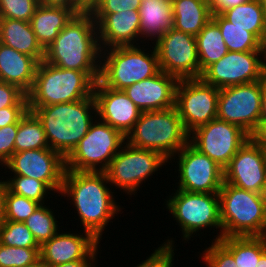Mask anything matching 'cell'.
Instances as JSON below:
<instances>
[{"label": "cell", "mask_w": 266, "mask_h": 267, "mask_svg": "<svg viewBox=\"0 0 266 267\" xmlns=\"http://www.w3.org/2000/svg\"><path fill=\"white\" fill-rule=\"evenodd\" d=\"M110 185L105 172L65 170L63 176L60 197L71 200L81 229L91 233L99 242L109 222L113 223L111 220L123 210Z\"/></svg>", "instance_id": "6da1fadb"}, {"label": "cell", "mask_w": 266, "mask_h": 267, "mask_svg": "<svg viewBox=\"0 0 266 267\" xmlns=\"http://www.w3.org/2000/svg\"><path fill=\"white\" fill-rule=\"evenodd\" d=\"M101 49L90 12L76 14L45 50L44 61L78 71H100Z\"/></svg>", "instance_id": "7a4b0ae2"}, {"label": "cell", "mask_w": 266, "mask_h": 267, "mask_svg": "<svg viewBox=\"0 0 266 267\" xmlns=\"http://www.w3.org/2000/svg\"><path fill=\"white\" fill-rule=\"evenodd\" d=\"M32 112L43 125L49 148L64 158L78 145L97 118L93 95L78 101L40 106Z\"/></svg>", "instance_id": "3957f363"}, {"label": "cell", "mask_w": 266, "mask_h": 267, "mask_svg": "<svg viewBox=\"0 0 266 267\" xmlns=\"http://www.w3.org/2000/svg\"><path fill=\"white\" fill-rule=\"evenodd\" d=\"M100 71H78L38 63L34 84L27 94L28 110L82 100L93 95Z\"/></svg>", "instance_id": "277c9868"}, {"label": "cell", "mask_w": 266, "mask_h": 267, "mask_svg": "<svg viewBox=\"0 0 266 267\" xmlns=\"http://www.w3.org/2000/svg\"><path fill=\"white\" fill-rule=\"evenodd\" d=\"M176 107L144 111L126 136L131 146L159 152L168 161L189 143Z\"/></svg>", "instance_id": "5b68a950"}, {"label": "cell", "mask_w": 266, "mask_h": 267, "mask_svg": "<svg viewBox=\"0 0 266 267\" xmlns=\"http://www.w3.org/2000/svg\"><path fill=\"white\" fill-rule=\"evenodd\" d=\"M119 46L101 50L99 81L108 88L124 90L153 77L161 70L154 45ZM148 51V52H146Z\"/></svg>", "instance_id": "8992f818"}, {"label": "cell", "mask_w": 266, "mask_h": 267, "mask_svg": "<svg viewBox=\"0 0 266 267\" xmlns=\"http://www.w3.org/2000/svg\"><path fill=\"white\" fill-rule=\"evenodd\" d=\"M218 194L223 237L266 236V211L260 193L224 182Z\"/></svg>", "instance_id": "52a82bcc"}, {"label": "cell", "mask_w": 266, "mask_h": 267, "mask_svg": "<svg viewBox=\"0 0 266 267\" xmlns=\"http://www.w3.org/2000/svg\"><path fill=\"white\" fill-rule=\"evenodd\" d=\"M164 199L165 209L175 218L179 229L182 232V240L188 242L191 238L197 237L208 228L218 229L219 234L211 241H219L223 237V229L220 220V198L218 193L188 192L180 189ZM200 232V233H198Z\"/></svg>", "instance_id": "ba28073f"}, {"label": "cell", "mask_w": 266, "mask_h": 267, "mask_svg": "<svg viewBox=\"0 0 266 267\" xmlns=\"http://www.w3.org/2000/svg\"><path fill=\"white\" fill-rule=\"evenodd\" d=\"M125 142L126 137L120 131L96 118L87 134L65 158V169L105 172Z\"/></svg>", "instance_id": "9c48e42d"}, {"label": "cell", "mask_w": 266, "mask_h": 267, "mask_svg": "<svg viewBox=\"0 0 266 267\" xmlns=\"http://www.w3.org/2000/svg\"><path fill=\"white\" fill-rule=\"evenodd\" d=\"M168 162L159 152L137 148L125 142L105 173L112 188H120L119 191L132 197L140 190L143 182L145 184Z\"/></svg>", "instance_id": "30bf717a"}, {"label": "cell", "mask_w": 266, "mask_h": 267, "mask_svg": "<svg viewBox=\"0 0 266 267\" xmlns=\"http://www.w3.org/2000/svg\"><path fill=\"white\" fill-rule=\"evenodd\" d=\"M169 161H171L168 162L169 165L177 162L178 170L174 169L176 174L178 172L176 178L178 182L175 184L177 189L198 193H219L224 183V169L190 142Z\"/></svg>", "instance_id": "8fae6325"}, {"label": "cell", "mask_w": 266, "mask_h": 267, "mask_svg": "<svg viewBox=\"0 0 266 267\" xmlns=\"http://www.w3.org/2000/svg\"><path fill=\"white\" fill-rule=\"evenodd\" d=\"M219 91L201 78L180 79L176 87L175 107L186 131L217 118Z\"/></svg>", "instance_id": "7c38bea8"}, {"label": "cell", "mask_w": 266, "mask_h": 267, "mask_svg": "<svg viewBox=\"0 0 266 267\" xmlns=\"http://www.w3.org/2000/svg\"><path fill=\"white\" fill-rule=\"evenodd\" d=\"M263 80L220 89L217 118L241 127L250 134L261 118Z\"/></svg>", "instance_id": "4fadbf2b"}, {"label": "cell", "mask_w": 266, "mask_h": 267, "mask_svg": "<svg viewBox=\"0 0 266 267\" xmlns=\"http://www.w3.org/2000/svg\"><path fill=\"white\" fill-rule=\"evenodd\" d=\"M266 77L263 51H228L201 74V79L218 89L248 84Z\"/></svg>", "instance_id": "5bb4252c"}, {"label": "cell", "mask_w": 266, "mask_h": 267, "mask_svg": "<svg viewBox=\"0 0 266 267\" xmlns=\"http://www.w3.org/2000/svg\"><path fill=\"white\" fill-rule=\"evenodd\" d=\"M248 139L249 134L241 127L218 118L189 135V142L223 169Z\"/></svg>", "instance_id": "9a60e30c"}, {"label": "cell", "mask_w": 266, "mask_h": 267, "mask_svg": "<svg viewBox=\"0 0 266 267\" xmlns=\"http://www.w3.org/2000/svg\"><path fill=\"white\" fill-rule=\"evenodd\" d=\"M1 169L6 170L5 175L10 172L44 182L58 197L66 170L65 158L50 148L14 152Z\"/></svg>", "instance_id": "2e32d148"}, {"label": "cell", "mask_w": 266, "mask_h": 267, "mask_svg": "<svg viewBox=\"0 0 266 267\" xmlns=\"http://www.w3.org/2000/svg\"><path fill=\"white\" fill-rule=\"evenodd\" d=\"M160 70L180 79L199 78V59L194 35L171 29L155 43Z\"/></svg>", "instance_id": "e0dca14e"}, {"label": "cell", "mask_w": 266, "mask_h": 267, "mask_svg": "<svg viewBox=\"0 0 266 267\" xmlns=\"http://www.w3.org/2000/svg\"><path fill=\"white\" fill-rule=\"evenodd\" d=\"M72 232L60 229L40 246V257L51 267L77 260H98L100 242L87 231Z\"/></svg>", "instance_id": "ac0fdd59"}, {"label": "cell", "mask_w": 266, "mask_h": 267, "mask_svg": "<svg viewBox=\"0 0 266 267\" xmlns=\"http://www.w3.org/2000/svg\"><path fill=\"white\" fill-rule=\"evenodd\" d=\"M265 179L266 153L248 139L224 169V182L260 193Z\"/></svg>", "instance_id": "d6986e66"}, {"label": "cell", "mask_w": 266, "mask_h": 267, "mask_svg": "<svg viewBox=\"0 0 266 267\" xmlns=\"http://www.w3.org/2000/svg\"><path fill=\"white\" fill-rule=\"evenodd\" d=\"M93 96L96 103L97 118L117 129L126 137L142 111L123 90L105 87L99 80L95 83Z\"/></svg>", "instance_id": "ffe728a7"}, {"label": "cell", "mask_w": 266, "mask_h": 267, "mask_svg": "<svg viewBox=\"0 0 266 267\" xmlns=\"http://www.w3.org/2000/svg\"><path fill=\"white\" fill-rule=\"evenodd\" d=\"M96 22L100 49L140 45L138 10L113 14H92Z\"/></svg>", "instance_id": "44dd1931"}, {"label": "cell", "mask_w": 266, "mask_h": 267, "mask_svg": "<svg viewBox=\"0 0 266 267\" xmlns=\"http://www.w3.org/2000/svg\"><path fill=\"white\" fill-rule=\"evenodd\" d=\"M178 81L177 77L160 71L123 91L142 112L163 110L175 106Z\"/></svg>", "instance_id": "7402d4cb"}, {"label": "cell", "mask_w": 266, "mask_h": 267, "mask_svg": "<svg viewBox=\"0 0 266 267\" xmlns=\"http://www.w3.org/2000/svg\"><path fill=\"white\" fill-rule=\"evenodd\" d=\"M38 61L0 43V81L17 86L26 95L31 91Z\"/></svg>", "instance_id": "603a6c76"}, {"label": "cell", "mask_w": 266, "mask_h": 267, "mask_svg": "<svg viewBox=\"0 0 266 267\" xmlns=\"http://www.w3.org/2000/svg\"><path fill=\"white\" fill-rule=\"evenodd\" d=\"M138 12L141 19L140 45L144 43L147 47L149 43L154 45L163 34L173 29L174 19L171 0H142Z\"/></svg>", "instance_id": "cb8c5ba5"}, {"label": "cell", "mask_w": 266, "mask_h": 267, "mask_svg": "<svg viewBox=\"0 0 266 267\" xmlns=\"http://www.w3.org/2000/svg\"><path fill=\"white\" fill-rule=\"evenodd\" d=\"M76 14L78 13L74 9L38 5L30 23L37 41L44 50Z\"/></svg>", "instance_id": "d4e9b609"}, {"label": "cell", "mask_w": 266, "mask_h": 267, "mask_svg": "<svg viewBox=\"0 0 266 267\" xmlns=\"http://www.w3.org/2000/svg\"><path fill=\"white\" fill-rule=\"evenodd\" d=\"M0 42L38 62L44 60L45 50L37 41L30 22L0 18Z\"/></svg>", "instance_id": "484cf974"}, {"label": "cell", "mask_w": 266, "mask_h": 267, "mask_svg": "<svg viewBox=\"0 0 266 267\" xmlns=\"http://www.w3.org/2000/svg\"><path fill=\"white\" fill-rule=\"evenodd\" d=\"M173 28L197 36L211 20L208 0H173Z\"/></svg>", "instance_id": "4316f807"}, {"label": "cell", "mask_w": 266, "mask_h": 267, "mask_svg": "<svg viewBox=\"0 0 266 267\" xmlns=\"http://www.w3.org/2000/svg\"><path fill=\"white\" fill-rule=\"evenodd\" d=\"M221 15L233 26L252 33L263 44L266 37V15L259 0H248Z\"/></svg>", "instance_id": "83f0119b"}, {"label": "cell", "mask_w": 266, "mask_h": 267, "mask_svg": "<svg viewBox=\"0 0 266 267\" xmlns=\"http://www.w3.org/2000/svg\"><path fill=\"white\" fill-rule=\"evenodd\" d=\"M199 59V78L212 63L228 53L227 46L218 25L211 19L195 36Z\"/></svg>", "instance_id": "f1b7e54d"}, {"label": "cell", "mask_w": 266, "mask_h": 267, "mask_svg": "<svg viewBox=\"0 0 266 267\" xmlns=\"http://www.w3.org/2000/svg\"><path fill=\"white\" fill-rule=\"evenodd\" d=\"M218 242L234 257L237 267H257L266 252V236L222 237Z\"/></svg>", "instance_id": "f546056e"}, {"label": "cell", "mask_w": 266, "mask_h": 267, "mask_svg": "<svg viewBox=\"0 0 266 267\" xmlns=\"http://www.w3.org/2000/svg\"><path fill=\"white\" fill-rule=\"evenodd\" d=\"M14 145L15 152L49 148L43 125L33 112L28 110L19 120Z\"/></svg>", "instance_id": "4dcf8cb0"}, {"label": "cell", "mask_w": 266, "mask_h": 267, "mask_svg": "<svg viewBox=\"0 0 266 267\" xmlns=\"http://www.w3.org/2000/svg\"><path fill=\"white\" fill-rule=\"evenodd\" d=\"M219 27L228 51H263L262 43L250 32L233 26L221 14L211 18Z\"/></svg>", "instance_id": "1f68e13d"}, {"label": "cell", "mask_w": 266, "mask_h": 267, "mask_svg": "<svg viewBox=\"0 0 266 267\" xmlns=\"http://www.w3.org/2000/svg\"><path fill=\"white\" fill-rule=\"evenodd\" d=\"M46 206L40 205L34 213H32L24 223L33 234L37 243L41 246L44 242L50 240L63 227L58 223L54 210Z\"/></svg>", "instance_id": "d6a6232c"}, {"label": "cell", "mask_w": 266, "mask_h": 267, "mask_svg": "<svg viewBox=\"0 0 266 267\" xmlns=\"http://www.w3.org/2000/svg\"><path fill=\"white\" fill-rule=\"evenodd\" d=\"M10 177V178H9ZM8 178V179H7ZM6 188L19 196L26 197L30 200L42 204H50L45 201L47 198H53L54 195L52 190L44 183L34 178L25 177L22 175H12L6 177L4 180ZM48 195L50 197H48Z\"/></svg>", "instance_id": "836d02e7"}, {"label": "cell", "mask_w": 266, "mask_h": 267, "mask_svg": "<svg viewBox=\"0 0 266 267\" xmlns=\"http://www.w3.org/2000/svg\"><path fill=\"white\" fill-rule=\"evenodd\" d=\"M0 243L7 246L40 248L24 222L4 220L0 224Z\"/></svg>", "instance_id": "e575fe53"}, {"label": "cell", "mask_w": 266, "mask_h": 267, "mask_svg": "<svg viewBox=\"0 0 266 267\" xmlns=\"http://www.w3.org/2000/svg\"><path fill=\"white\" fill-rule=\"evenodd\" d=\"M41 204L5 190L4 220L24 222Z\"/></svg>", "instance_id": "d590c367"}, {"label": "cell", "mask_w": 266, "mask_h": 267, "mask_svg": "<svg viewBox=\"0 0 266 267\" xmlns=\"http://www.w3.org/2000/svg\"><path fill=\"white\" fill-rule=\"evenodd\" d=\"M40 258V248L7 246L0 243V267H25Z\"/></svg>", "instance_id": "8d00e7d4"}, {"label": "cell", "mask_w": 266, "mask_h": 267, "mask_svg": "<svg viewBox=\"0 0 266 267\" xmlns=\"http://www.w3.org/2000/svg\"><path fill=\"white\" fill-rule=\"evenodd\" d=\"M40 0H0V18L30 22Z\"/></svg>", "instance_id": "74e56055"}, {"label": "cell", "mask_w": 266, "mask_h": 267, "mask_svg": "<svg viewBox=\"0 0 266 267\" xmlns=\"http://www.w3.org/2000/svg\"><path fill=\"white\" fill-rule=\"evenodd\" d=\"M164 243L155 248L153 253L146 257L141 263L134 267H173L174 266V251L176 250L174 238L167 237Z\"/></svg>", "instance_id": "f35d334b"}, {"label": "cell", "mask_w": 266, "mask_h": 267, "mask_svg": "<svg viewBox=\"0 0 266 267\" xmlns=\"http://www.w3.org/2000/svg\"><path fill=\"white\" fill-rule=\"evenodd\" d=\"M210 243L199 253L206 267H237L234 257L218 241Z\"/></svg>", "instance_id": "ab89813d"}, {"label": "cell", "mask_w": 266, "mask_h": 267, "mask_svg": "<svg viewBox=\"0 0 266 267\" xmlns=\"http://www.w3.org/2000/svg\"><path fill=\"white\" fill-rule=\"evenodd\" d=\"M142 0H98L91 14H113L138 10Z\"/></svg>", "instance_id": "60d3db41"}, {"label": "cell", "mask_w": 266, "mask_h": 267, "mask_svg": "<svg viewBox=\"0 0 266 267\" xmlns=\"http://www.w3.org/2000/svg\"><path fill=\"white\" fill-rule=\"evenodd\" d=\"M9 106H28V97L17 86L0 81V109Z\"/></svg>", "instance_id": "b9f144b4"}, {"label": "cell", "mask_w": 266, "mask_h": 267, "mask_svg": "<svg viewBox=\"0 0 266 267\" xmlns=\"http://www.w3.org/2000/svg\"><path fill=\"white\" fill-rule=\"evenodd\" d=\"M18 124H10L0 128V167H2L15 152V138Z\"/></svg>", "instance_id": "7bdbcfd3"}, {"label": "cell", "mask_w": 266, "mask_h": 267, "mask_svg": "<svg viewBox=\"0 0 266 267\" xmlns=\"http://www.w3.org/2000/svg\"><path fill=\"white\" fill-rule=\"evenodd\" d=\"M27 111L28 106H9L0 109V128L10 124H18Z\"/></svg>", "instance_id": "ee69618b"}, {"label": "cell", "mask_w": 266, "mask_h": 267, "mask_svg": "<svg viewBox=\"0 0 266 267\" xmlns=\"http://www.w3.org/2000/svg\"><path fill=\"white\" fill-rule=\"evenodd\" d=\"M248 0H208L212 15L222 14L223 12L236 7Z\"/></svg>", "instance_id": "f6af8a7d"}, {"label": "cell", "mask_w": 266, "mask_h": 267, "mask_svg": "<svg viewBox=\"0 0 266 267\" xmlns=\"http://www.w3.org/2000/svg\"><path fill=\"white\" fill-rule=\"evenodd\" d=\"M249 139L264 153H266V122H258Z\"/></svg>", "instance_id": "bcb514c9"}, {"label": "cell", "mask_w": 266, "mask_h": 267, "mask_svg": "<svg viewBox=\"0 0 266 267\" xmlns=\"http://www.w3.org/2000/svg\"><path fill=\"white\" fill-rule=\"evenodd\" d=\"M40 4L45 6L74 9L77 13H82V11L73 3L72 0H40Z\"/></svg>", "instance_id": "7dc6e473"}, {"label": "cell", "mask_w": 266, "mask_h": 267, "mask_svg": "<svg viewBox=\"0 0 266 267\" xmlns=\"http://www.w3.org/2000/svg\"><path fill=\"white\" fill-rule=\"evenodd\" d=\"M98 260H77L56 265L54 267H98Z\"/></svg>", "instance_id": "c3c4849f"}, {"label": "cell", "mask_w": 266, "mask_h": 267, "mask_svg": "<svg viewBox=\"0 0 266 267\" xmlns=\"http://www.w3.org/2000/svg\"><path fill=\"white\" fill-rule=\"evenodd\" d=\"M0 180V224L4 221V215H5V190L6 185L4 182L5 177H1Z\"/></svg>", "instance_id": "681fc988"}, {"label": "cell", "mask_w": 266, "mask_h": 267, "mask_svg": "<svg viewBox=\"0 0 266 267\" xmlns=\"http://www.w3.org/2000/svg\"><path fill=\"white\" fill-rule=\"evenodd\" d=\"M72 1L82 12H90L96 6L98 0H72Z\"/></svg>", "instance_id": "f907efd6"}, {"label": "cell", "mask_w": 266, "mask_h": 267, "mask_svg": "<svg viewBox=\"0 0 266 267\" xmlns=\"http://www.w3.org/2000/svg\"><path fill=\"white\" fill-rule=\"evenodd\" d=\"M259 122H266V82L264 83L262 103H261V118Z\"/></svg>", "instance_id": "816d5d0a"}, {"label": "cell", "mask_w": 266, "mask_h": 267, "mask_svg": "<svg viewBox=\"0 0 266 267\" xmlns=\"http://www.w3.org/2000/svg\"><path fill=\"white\" fill-rule=\"evenodd\" d=\"M25 267H51L47 264L41 257L37 259L34 263H31Z\"/></svg>", "instance_id": "f5cc1de1"}, {"label": "cell", "mask_w": 266, "mask_h": 267, "mask_svg": "<svg viewBox=\"0 0 266 267\" xmlns=\"http://www.w3.org/2000/svg\"><path fill=\"white\" fill-rule=\"evenodd\" d=\"M260 197H261V200L264 204V208L266 211V179H265V182L263 183L262 189L260 191Z\"/></svg>", "instance_id": "db71d44e"}, {"label": "cell", "mask_w": 266, "mask_h": 267, "mask_svg": "<svg viewBox=\"0 0 266 267\" xmlns=\"http://www.w3.org/2000/svg\"><path fill=\"white\" fill-rule=\"evenodd\" d=\"M257 267H266V252L260 257Z\"/></svg>", "instance_id": "11a10c76"}, {"label": "cell", "mask_w": 266, "mask_h": 267, "mask_svg": "<svg viewBox=\"0 0 266 267\" xmlns=\"http://www.w3.org/2000/svg\"><path fill=\"white\" fill-rule=\"evenodd\" d=\"M262 47H263L264 67L266 69V37L262 44Z\"/></svg>", "instance_id": "9f6ffc18"}, {"label": "cell", "mask_w": 266, "mask_h": 267, "mask_svg": "<svg viewBox=\"0 0 266 267\" xmlns=\"http://www.w3.org/2000/svg\"><path fill=\"white\" fill-rule=\"evenodd\" d=\"M259 3L264 11V14L266 15V0H259Z\"/></svg>", "instance_id": "6f0895ef"}]
</instances>
